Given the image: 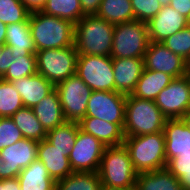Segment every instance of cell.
<instances>
[{"instance_id":"cell-44","label":"cell","mask_w":190,"mask_h":190,"mask_svg":"<svg viewBox=\"0 0 190 190\" xmlns=\"http://www.w3.org/2000/svg\"><path fill=\"white\" fill-rule=\"evenodd\" d=\"M181 119L190 130V109L181 117Z\"/></svg>"},{"instance_id":"cell-9","label":"cell","mask_w":190,"mask_h":190,"mask_svg":"<svg viewBox=\"0 0 190 190\" xmlns=\"http://www.w3.org/2000/svg\"><path fill=\"white\" fill-rule=\"evenodd\" d=\"M76 74L92 91H115L112 58L99 55H78Z\"/></svg>"},{"instance_id":"cell-21","label":"cell","mask_w":190,"mask_h":190,"mask_svg":"<svg viewBox=\"0 0 190 190\" xmlns=\"http://www.w3.org/2000/svg\"><path fill=\"white\" fill-rule=\"evenodd\" d=\"M32 110L46 132L66 122L56 89L33 106Z\"/></svg>"},{"instance_id":"cell-24","label":"cell","mask_w":190,"mask_h":190,"mask_svg":"<svg viewBox=\"0 0 190 190\" xmlns=\"http://www.w3.org/2000/svg\"><path fill=\"white\" fill-rule=\"evenodd\" d=\"M5 45L11 48L12 53H18L20 56L36 54L29 22L7 25Z\"/></svg>"},{"instance_id":"cell-22","label":"cell","mask_w":190,"mask_h":190,"mask_svg":"<svg viewBox=\"0 0 190 190\" xmlns=\"http://www.w3.org/2000/svg\"><path fill=\"white\" fill-rule=\"evenodd\" d=\"M173 79L174 78L167 73L144 68L131 95L139 99L155 100L157 95L166 88Z\"/></svg>"},{"instance_id":"cell-40","label":"cell","mask_w":190,"mask_h":190,"mask_svg":"<svg viewBox=\"0 0 190 190\" xmlns=\"http://www.w3.org/2000/svg\"><path fill=\"white\" fill-rule=\"evenodd\" d=\"M168 5L179 12L180 15H183L186 18L188 17L190 11V0H171Z\"/></svg>"},{"instance_id":"cell-10","label":"cell","mask_w":190,"mask_h":190,"mask_svg":"<svg viewBox=\"0 0 190 190\" xmlns=\"http://www.w3.org/2000/svg\"><path fill=\"white\" fill-rule=\"evenodd\" d=\"M126 97L127 95L116 91H93L89 97L85 117H95L118 124L123 129Z\"/></svg>"},{"instance_id":"cell-30","label":"cell","mask_w":190,"mask_h":190,"mask_svg":"<svg viewBox=\"0 0 190 190\" xmlns=\"http://www.w3.org/2000/svg\"><path fill=\"white\" fill-rule=\"evenodd\" d=\"M78 131V123L66 121L56 128L48 131L46 140L55 148L65 150L70 153L75 144Z\"/></svg>"},{"instance_id":"cell-19","label":"cell","mask_w":190,"mask_h":190,"mask_svg":"<svg viewBox=\"0 0 190 190\" xmlns=\"http://www.w3.org/2000/svg\"><path fill=\"white\" fill-rule=\"evenodd\" d=\"M163 132L167 162L180 153L190 152V130L182 119H167Z\"/></svg>"},{"instance_id":"cell-33","label":"cell","mask_w":190,"mask_h":190,"mask_svg":"<svg viewBox=\"0 0 190 190\" xmlns=\"http://www.w3.org/2000/svg\"><path fill=\"white\" fill-rule=\"evenodd\" d=\"M30 11L21 0H0V21L7 25L29 22Z\"/></svg>"},{"instance_id":"cell-50","label":"cell","mask_w":190,"mask_h":190,"mask_svg":"<svg viewBox=\"0 0 190 190\" xmlns=\"http://www.w3.org/2000/svg\"><path fill=\"white\" fill-rule=\"evenodd\" d=\"M0 190H3V179H0Z\"/></svg>"},{"instance_id":"cell-39","label":"cell","mask_w":190,"mask_h":190,"mask_svg":"<svg viewBox=\"0 0 190 190\" xmlns=\"http://www.w3.org/2000/svg\"><path fill=\"white\" fill-rule=\"evenodd\" d=\"M10 55H12L11 48L4 45L0 57V78H2L9 69Z\"/></svg>"},{"instance_id":"cell-38","label":"cell","mask_w":190,"mask_h":190,"mask_svg":"<svg viewBox=\"0 0 190 190\" xmlns=\"http://www.w3.org/2000/svg\"><path fill=\"white\" fill-rule=\"evenodd\" d=\"M102 0H80L84 15H96Z\"/></svg>"},{"instance_id":"cell-32","label":"cell","mask_w":190,"mask_h":190,"mask_svg":"<svg viewBox=\"0 0 190 190\" xmlns=\"http://www.w3.org/2000/svg\"><path fill=\"white\" fill-rule=\"evenodd\" d=\"M22 107V98L12 82L0 78V117H12Z\"/></svg>"},{"instance_id":"cell-43","label":"cell","mask_w":190,"mask_h":190,"mask_svg":"<svg viewBox=\"0 0 190 190\" xmlns=\"http://www.w3.org/2000/svg\"><path fill=\"white\" fill-rule=\"evenodd\" d=\"M7 24L0 21V44H5Z\"/></svg>"},{"instance_id":"cell-46","label":"cell","mask_w":190,"mask_h":190,"mask_svg":"<svg viewBox=\"0 0 190 190\" xmlns=\"http://www.w3.org/2000/svg\"><path fill=\"white\" fill-rule=\"evenodd\" d=\"M186 72L190 76V56L186 59Z\"/></svg>"},{"instance_id":"cell-51","label":"cell","mask_w":190,"mask_h":190,"mask_svg":"<svg viewBox=\"0 0 190 190\" xmlns=\"http://www.w3.org/2000/svg\"><path fill=\"white\" fill-rule=\"evenodd\" d=\"M4 45H5V44H0V57H1L2 49H3Z\"/></svg>"},{"instance_id":"cell-6","label":"cell","mask_w":190,"mask_h":190,"mask_svg":"<svg viewBox=\"0 0 190 190\" xmlns=\"http://www.w3.org/2000/svg\"><path fill=\"white\" fill-rule=\"evenodd\" d=\"M150 43L147 24L133 20L115 24L111 58H144Z\"/></svg>"},{"instance_id":"cell-14","label":"cell","mask_w":190,"mask_h":190,"mask_svg":"<svg viewBox=\"0 0 190 190\" xmlns=\"http://www.w3.org/2000/svg\"><path fill=\"white\" fill-rule=\"evenodd\" d=\"M144 66L145 69L167 73L173 78L187 75L186 60L161 42L150 41L144 55Z\"/></svg>"},{"instance_id":"cell-18","label":"cell","mask_w":190,"mask_h":190,"mask_svg":"<svg viewBox=\"0 0 190 190\" xmlns=\"http://www.w3.org/2000/svg\"><path fill=\"white\" fill-rule=\"evenodd\" d=\"M14 88L20 94L23 106L32 108L55 89L43 75L36 73L12 81Z\"/></svg>"},{"instance_id":"cell-26","label":"cell","mask_w":190,"mask_h":190,"mask_svg":"<svg viewBox=\"0 0 190 190\" xmlns=\"http://www.w3.org/2000/svg\"><path fill=\"white\" fill-rule=\"evenodd\" d=\"M96 16L112 24L135 20L131 0H102Z\"/></svg>"},{"instance_id":"cell-20","label":"cell","mask_w":190,"mask_h":190,"mask_svg":"<svg viewBox=\"0 0 190 190\" xmlns=\"http://www.w3.org/2000/svg\"><path fill=\"white\" fill-rule=\"evenodd\" d=\"M78 124L82 131L93 135L106 147L121 145L125 139L123 129L118 124L95 117H84Z\"/></svg>"},{"instance_id":"cell-3","label":"cell","mask_w":190,"mask_h":190,"mask_svg":"<svg viewBox=\"0 0 190 190\" xmlns=\"http://www.w3.org/2000/svg\"><path fill=\"white\" fill-rule=\"evenodd\" d=\"M124 146L129 152L137 173L152 172L167 166L164 132L125 137Z\"/></svg>"},{"instance_id":"cell-5","label":"cell","mask_w":190,"mask_h":190,"mask_svg":"<svg viewBox=\"0 0 190 190\" xmlns=\"http://www.w3.org/2000/svg\"><path fill=\"white\" fill-rule=\"evenodd\" d=\"M97 173L102 184L123 189L135 186L138 174L124 144L105 148Z\"/></svg>"},{"instance_id":"cell-28","label":"cell","mask_w":190,"mask_h":190,"mask_svg":"<svg viewBox=\"0 0 190 190\" xmlns=\"http://www.w3.org/2000/svg\"><path fill=\"white\" fill-rule=\"evenodd\" d=\"M41 12L68 20L73 24H76L85 16L80 0H46Z\"/></svg>"},{"instance_id":"cell-36","label":"cell","mask_w":190,"mask_h":190,"mask_svg":"<svg viewBox=\"0 0 190 190\" xmlns=\"http://www.w3.org/2000/svg\"><path fill=\"white\" fill-rule=\"evenodd\" d=\"M135 20L147 23L161 10L160 0H131Z\"/></svg>"},{"instance_id":"cell-42","label":"cell","mask_w":190,"mask_h":190,"mask_svg":"<svg viewBox=\"0 0 190 190\" xmlns=\"http://www.w3.org/2000/svg\"><path fill=\"white\" fill-rule=\"evenodd\" d=\"M3 190H21L18 178L3 179Z\"/></svg>"},{"instance_id":"cell-23","label":"cell","mask_w":190,"mask_h":190,"mask_svg":"<svg viewBox=\"0 0 190 190\" xmlns=\"http://www.w3.org/2000/svg\"><path fill=\"white\" fill-rule=\"evenodd\" d=\"M21 190H55L56 181L50 177L44 164L36 159L18 175Z\"/></svg>"},{"instance_id":"cell-48","label":"cell","mask_w":190,"mask_h":190,"mask_svg":"<svg viewBox=\"0 0 190 190\" xmlns=\"http://www.w3.org/2000/svg\"><path fill=\"white\" fill-rule=\"evenodd\" d=\"M122 190H138V188L136 186H133V187H130V188H127V189H122Z\"/></svg>"},{"instance_id":"cell-12","label":"cell","mask_w":190,"mask_h":190,"mask_svg":"<svg viewBox=\"0 0 190 190\" xmlns=\"http://www.w3.org/2000/svg\"><path fill=\"white\" fill-rule=\"evenodd\" d=\"M154 101L167 119H181L190 109V76L174 78Z\"/></svg>"},{"instance_id":"cell-15","label":"cell","mask_w":190,"mask_h":190,"mask_svg":"<svg viewBox=\"0 0 190 190\" xmlns=\"http://www.w3.org/2000/svg\"><path fill=\"white\" fill-rule=\"evenodd\" d=\"M146 24L149 40L153 42H162L188 25L187 18L169 5H162L161 10Z\"/></svg>"},{"instance_id":"cell-17","label":"cell","mask_w":190,"mask_h":190,"mask_svg":"<svg viewBox=\"0 0 190 190\" xmlns=\"http://www.w3.org/2000/svg\"><path fill=\"white\" fill-rule=\"evenodd\" d=\"M68 156L67 151L55 148L46 139L39 142L37 159L44 164L50 177L55 181L73 173Z\"/></svg>"},{"instance_id":"cell-35","label":"cell","mask_w":190,"mask_h":190,"mask_svg":"<svg viewBox=\"0 0 190 190\" xmlns=\"http://www.w3.org/2000/svg\"><path fill=\"white\" fill-rule=\"evenodd\" d=\"M161 43L173 53L180 55L186 60L190 56V26L187 25Z\"/></svg>"},{"instance_id":"cell-41","label":"cell","mask_w":190,"mask_h":190,"mask_svg":"<svg viewBox=\"0 0 190 190\" xmlns=\"http://www.w3.org/2000/svg\"><path fill=\"white\" fill-rule=\"evenodd\" d=\"M30 12L41 11L46 0H21Z\"/></svg>"},{"instance_id":"cell-27","label":"cell","mask_w":190,"mask_h":190,"mask_svg":"<svg viewBox=\"0 0 190 190\" xmlns=\"http://www.w3.org/2000/svg\"><path fill=\"white\" fill-rule=\"evenodd\" d=\"M11 118L24 138L38 142L46 139L47 132L35 116L32 108L23 106Z\"/></svg>"},{"instance_id":"cell-4","label":"cell","mask_w":190,"mask_h":190,"mask_svg":"<svg viewBox=\"0 0 190 190\" xmlns=\"http://www.w3.org/2000/svg\"><path fill=\"white\" fill-rule=\"evenodd\" d=\"M166 120L154 100L127 95L123 128L125 137L162 132Z\"/></svg>"},{"instance_id":"cell-2","label":"cell","mask_w":190,"mask_h":190,"mask_svg":"<svg viewBox=\"0 0 190 190\" xmlns=\"http://www.w3.org/2000/svg\"><path fill=\"white\" fill-rule=\"evenodd\" d=\"M115 24L96 15H85L75 24L74 45L78 55L110 56Z\"/></svg>"},{"instance_id":"cell-1","label":"cell","mask_w":190,"mask_h":190,"mask_svg":"<svg viewBox=\"0 0 190 190\" xmlns=\"http://www.w3.org/2000/svg\"><path fill=\"white\" fill-rule=\"evenodd\" d=\"M29 26L36 51L74 45L75 24L68 20L35 11L30 12Z\"/></svg>"},{"instance_id":"cell-29","label":"cell","mask_w":190,"mask_h":190,"mask_svg":"<svg viewBox=\"0 0 190 190\" xmlns=\"http://www.w3.org/2000/svg\"><path fill=\"white\" fill-rule=\"evenodd\" d=\"M101 185L97 172H73L56 181L55 190H100Z\"/></svg>"},{"instance_id":"cell-45","label":"cell","mask_w":190,"mask_h":190,"mask_svg":"<svg viewBox=\"0 0 190 190\" xmlns=\"http://www.w3.org/2000/svg\"><path fill=\"white\" fill-rule=\"evenodd\" d=\"M122 189L123 188L111 187V186H107V185L102 184L100 190H122Z\"/></svg>"},{"instance_id":"cell-31","label":"cell","mask_w":190,"mask_h":190,"mask_svg":"<svg viewBox=\"0 0 190 190\" xmlns=\"http://www.w3.org/2000/svg\"><path fill=\"white\" fill-rule=\"evenodd\" d=\"M37 73L36 54L20 56L18 53L10 55L9 69L2 77L3 80L12 82L16 79L35 75Z\"/></svg>"},{"instance_id":"cell-34","label":"cell","mask_w":190,"mask_h":190,"mask_svg":"<svg viewBox=\"0 0 190 190\" xmlns=\"http://www.w3.org/2000/svg\"><path fill=\"white\" fill-rule=\"evenodd\" d=\"M166 169L178 179L184 190H190V152L171 158Z\"/></svg>"},{"instance_id":"cell-8","label":"cell","mask_w":190,"mask_h":190,"mask_svg":"<svg viewBox=\"0 0 190 190\" xmlns=\"http://www.w3.org/2000/svg\"><path fill=\"white\" fill-rule=\"evenodd\" d=\"M66 121L78 123L86 115L92 90L75 73L55 85Z\"/></svg>"},{"instance_id":"cell-16","label":"cell","mask_w":190,"mask_h":190,"mask_svg":"<svg viewBox=\"0 0 190 190\" xmlns=\"http://www.w3.org/2000/svg\"><path fill=\"white\" fill-rule=\"evenodd\" d=\"M115 91L130 95L145 68L144 58H112Z\"/></svg>"},{"instance_id":"cell-7","label":"cell","mask_w":190,"mask_h":190,"mask_svg":"<svg viewBox=\"0 0 190 190\" xmlns=\"http://www.w3.org/2000/svg\"><path fill=\"white\" fill-rule=\"evenodd\" d=\"M77 57L75 45L36 51L37 73L56 85L76 73Z\"/></svg>"},{"instance_id":"cell-47","label":"cell","mask_w":190,"mask_h":190,"mask_svg":"<svg viewBox=\"0 0 190 190\" xmlns=\"http://www.w3.org/2000/svg\"><path fill=\"white\" fill-rule=\"evenodd\" d=\"M163 5H168L171 0H160Z\"/></svg>"},{"instance_id":"cell-37","label":"cell","mask_w":190,"mask_h":190,"mask_svg":"<svg viewBox=\"0 0 190 190\" xmlns=\"http://www.w3.org/2000/svg\"><path fill=\"white\" fill-rule=\"evenodd\" d=\"M23 138L11 117H0V150Z\"/></svg>"},{"instance_id":"cell-13","label":"cell","mask_w":190,"mask_h":190,"mask_svg":"<svg viewBox=\"0 0 190 190\" xmlns=\"http://www.w3.org/2000/svg\"><path fill=\"white\" fill-rule=\"evenodd\" d=\"M105 148L97 138L79 127L75 144L68 156L73 172H98Z\"/></svg>"},{"instance_id":"cell-11","label":"cell","mask_w":190,"mask_h":190,"mask_svg":"<svg viewBox=\"0 0 190 190\" xmlns=\"http://www.w3.org/2000/svg\"><path fill=\"white\" fill-rule=\"evenodd\" d=\"M39 142L23 138L0 150V179L18 177L22 169L37 159Z\"/></svg>"},{"instance_id":"cell-49","label":"cell","mask_w":190,"mask_h":190,"mask_svg":"<svg viewBox=\"0 0 190 190\" xmlns=\"http://www.w3.org/2000/svg\"><path fill=\"white\" fill-rule=\"evenodd\" d=\"M187 24L190 26V11H189V14H188V17H187Z\"/></svg>"},{"instance_id":"cell-25","label":"cell","mask_w":190,"mask_h":190,"mask_svg":"<svg viewBox=\"0 0 190 190\" xmlns=\"http://www.w3.org/2000/svg\"><path fill=\"white\" fill-rule=\"evenodd\" d=\"M135 186L138 190H184L178 179L166 168L138 173Z\"/></svg>"}]
</instances>
